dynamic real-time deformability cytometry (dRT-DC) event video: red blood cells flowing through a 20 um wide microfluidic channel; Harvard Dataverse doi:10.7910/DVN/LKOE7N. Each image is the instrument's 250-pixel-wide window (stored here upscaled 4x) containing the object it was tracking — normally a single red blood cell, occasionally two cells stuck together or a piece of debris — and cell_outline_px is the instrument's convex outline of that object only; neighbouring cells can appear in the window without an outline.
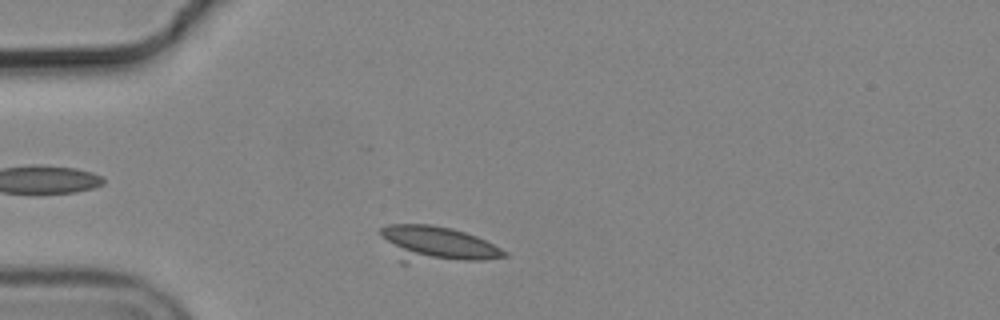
{"species": "common noctule bat (a hibernating species)", "species_latin": "Nyctalus noctula", "temperature_condition": "cold", "stored_images_in_passage": 41, "camera_frame_rate_fps": 3000, "um_per_image_px": 0.085, "animal": {"sex": "male", "body_mass_g": 19.2, "forearm_length_mm": 51.8}, "frame": {"image": 1, "passage_image": 5, "time_ms": 1.333, "image_size_px": [1000, 320], "cell_outline_px": [[508, 256], [484, 260], [408, 264], [400, 264], [380, 236], [380, 228], [388, 224], [432, 224], [452, 228], [476, 236], [508, 252]], "centroid_in_image_um": [37.06, 20.78], "position_along_channel_um": 47.9, "area_um2": 26.41}}
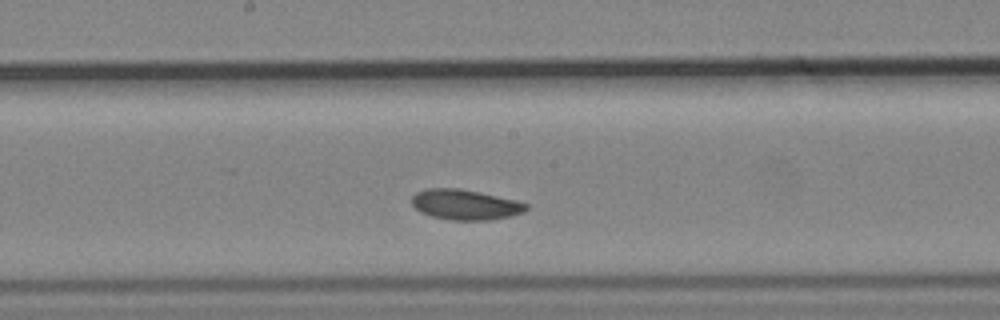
{"frame": {"image": 2, "passage_image": 20, "time_ms": 6.333, "image_size_px": [1000, 320], "cell_outline_px": [[528, 208], [524, 212], [508, 216], [488, 220], [452, 220], [432, 216], [420, 212], [412, 204], [412, 196], [416, 192], [424, 188], [460, 188], [480, 192], [516, 200], [528, 204]], "centroid_in_image_um": [39.52, 17.38], "position_along_channel_um": 208.7, "area_um2": 20.17}}
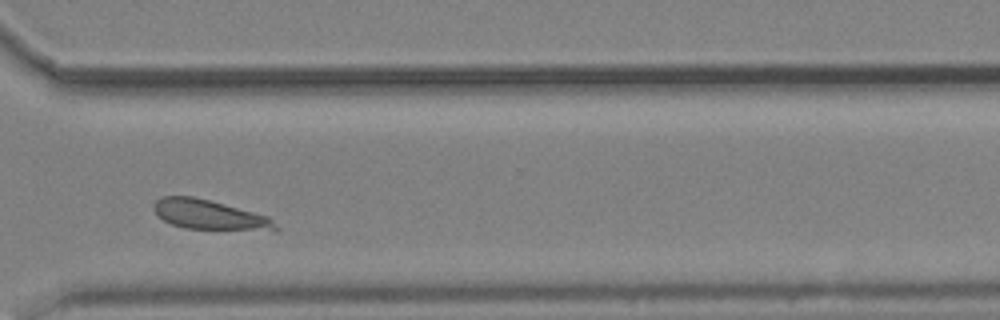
{"frame": {"image": 3, "passage_image": 32, "time_ms": 10.333, "image_size_px": [1000, 320], "cell_outline_px": [[280, 228], [276, 232], [184, 228], [172, 224], [164, 220], [156, 212], [156, 200], [164, 196], [192, 196], [208, 200], [268, 216]], "centroid_in_image_um": [17.92, 18.3], "position_along_channel_um": 352.7, "area_um2": 21.04}, "authors_computed_cell_mechanics": {"area_um2": 20.7502, "velocity_mm_per_s": 3.6109, "shape_relaxation_time_tau1_ms": 2.5641, "shape_relaxation_time_tau2_ms": null, "deformation_change_tau1": 0.0635, "deformation_change_tau2": null}}